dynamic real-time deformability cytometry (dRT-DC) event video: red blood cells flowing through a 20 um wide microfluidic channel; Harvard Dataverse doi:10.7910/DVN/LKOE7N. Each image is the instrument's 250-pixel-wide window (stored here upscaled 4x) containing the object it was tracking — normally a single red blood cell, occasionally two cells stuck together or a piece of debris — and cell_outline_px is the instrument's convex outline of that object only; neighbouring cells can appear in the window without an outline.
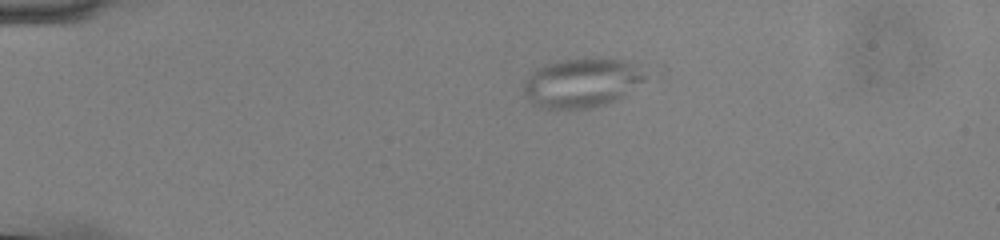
{"species": "common noctule bat (a hibernating species)", "species_latin": "Nyctalus noctula", "temperature_condition": "cold", "stored_images_in_passage": 45, "camera_frame_rate_fps": 3000, "um_per_image_px": 0.085, "animal": {"sex": "male", "body_mass_g": 13.0, "forearm_length_mm": 53.1}, "frame": {"image": 1, "passage_image": 1, "time_ms": 0.0, "image_size_px": [1000, 240], "cell_outline_px": [[668, 68], [664, 72], [624, 96], [616, 100], [604, 104], [588, 108], [544, 108], [532, 104], [524, 96], [524, 80], [536, 68], [544, 64], [556, 60], [584, 56], [600, 56], [628, 60]], "centroid_in_image_um": [49.82, 6.92], "position_along_channel_um": 35.2, "area_um2": 38.32}}
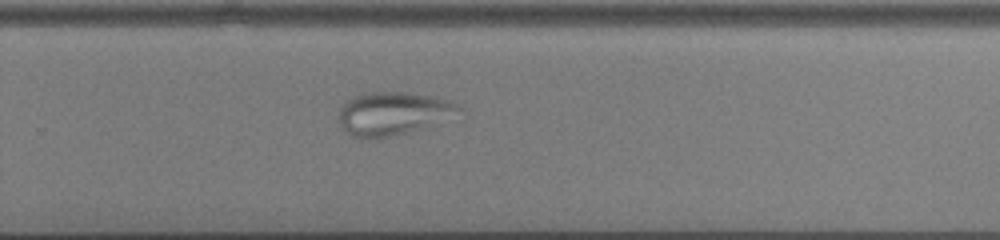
{"frame": {"image": 2, "passage_image": 27, "time_ms": 8.667, "image_size_px": [1000, 240], "cell_outline_px": [[468, 112], [420, 128], [388, 136], [352, 136], [340, 124], [340, 108], [348, 100], [364, 92], [408, 92], [432, 96], [452, 100], [460, 104]], "centroid_in_image_um": [33.54, 9.59], "position_along_channel_um": 296.3, "area_um2": 29.82}}
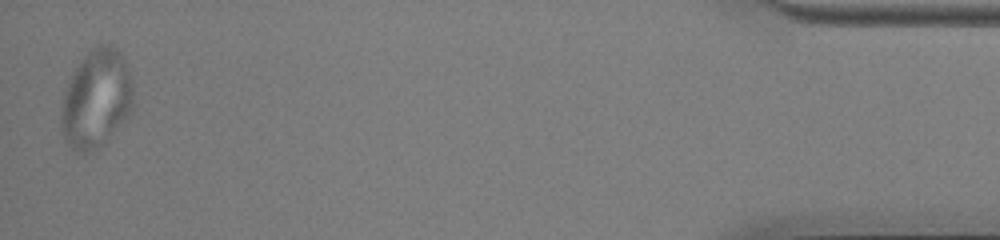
{"frame": {"image": 3, "passage_image": 44, "time_ms": 14.333, "image_size_px": [1000, 240], "cell_outline_px": [[132, 112], [108, 140], [100, 148], [88, 152], [76, 152], [64, 140], [60, 124], [60, 116], [64, 92], [76, 68], [84, 56], [88, 52], [100, 44], [108, 44], [120, 52], [124, 56], [132, 76]], "centroid_in_image_um": [8.2, 8.44], "position_along_channel_um": 427.0, "area_um2": 41.5}}